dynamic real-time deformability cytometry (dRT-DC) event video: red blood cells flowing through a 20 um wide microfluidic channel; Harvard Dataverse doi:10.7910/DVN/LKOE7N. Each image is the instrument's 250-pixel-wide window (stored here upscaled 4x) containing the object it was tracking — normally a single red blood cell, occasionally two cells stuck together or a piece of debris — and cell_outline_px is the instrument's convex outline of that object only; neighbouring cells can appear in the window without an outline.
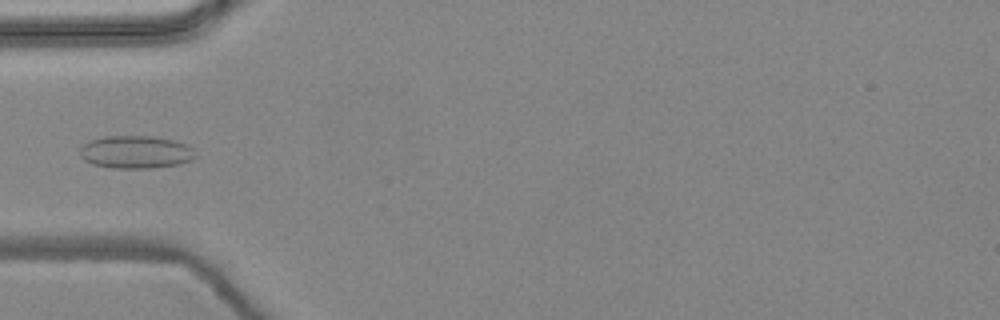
{"species": "common noctule bat (a hibernating species)", "species_latin": "Nyctalus noctula", "temperature_condition": "warm", "stored_images_in_passage": 3, "camera_frame_rate_fps": 3000, "um_per_image_px": 0.085, "animal": {"sex": "female", "body_mass_g": 24.6, "forearm_length_mm": 56.2}, "frame": {"image": 1, "passage_image": 1, "time_ms": 0.0, "image_size_px": [1000, 320], "cell_outline_px": [[196, 156], [192, 160], [180, 164], [152, 168], [112, 168], [92, 164], [84, 160], [80, 156], [80, 148], [88, 140], [104, 136], [152, 136], [172, 140], [184, 144], [192, 148]], "centroid_in_image_um": [11.51, 12.93], "position_along_channel_um": 73.5, "area_um2": 22.14}}
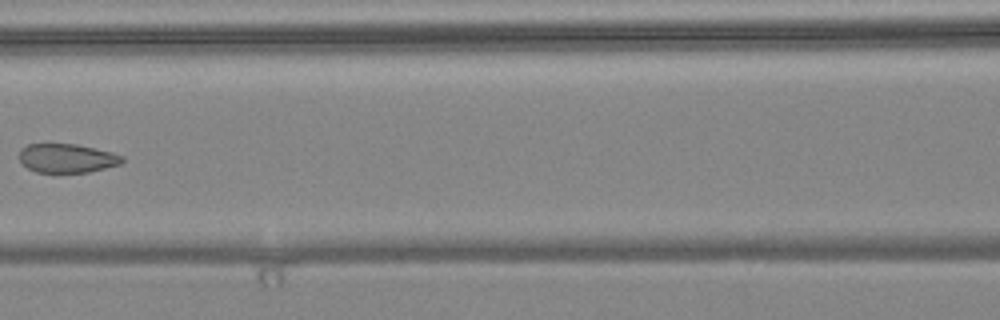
{"frame": {"image": 2, "passage_image": 3, "time_ms": 0.667, "image_size_px": [1000, 320], "cell_outline_px": [[124, 160], [120, 164], [88, 172], [36, 172], [28, 168], [20, 160], [20, 148], [28, 144], [76, 144], [112, 152], [124, 156]], "centroid_in_image_um": [5.7, 13.44], "position_along_channel_um": 160.9, "area_um2": 17.22}}